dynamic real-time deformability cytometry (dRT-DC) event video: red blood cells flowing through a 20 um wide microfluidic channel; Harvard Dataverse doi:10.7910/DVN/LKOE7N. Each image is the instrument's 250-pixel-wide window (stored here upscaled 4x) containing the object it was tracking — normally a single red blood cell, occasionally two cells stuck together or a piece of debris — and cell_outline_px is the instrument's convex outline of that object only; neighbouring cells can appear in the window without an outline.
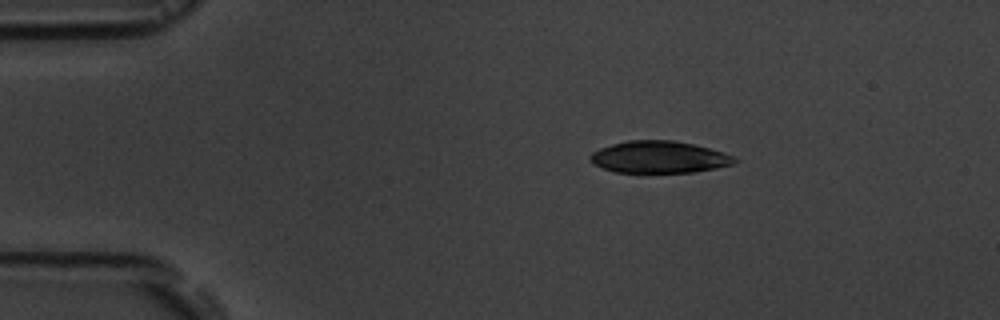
{"species": "common noctule bat (a hibernating species)", "species_latin": "Nyctalus noctula", "temperature_condition": "room temperature", "stored_images_in_passage": 3, "camera_frame_rate_fps": 3000, "um_per_image_px": 0.085, "animal": {"sex": "male", "body_mass_g": 19.5, "forearm_length_mm": 54.6}, "frame": {"image": 1, "passage_image": 1, "time_ms": 0.0, "image_size_px": [1000, 320], "cell_outline_px": [[740, 160], [736, 164], [716, 168], [692, 172], [616, 172], [604, 168], [588, 160], [588, 156], [592, 152], [600, 148], [612, 144], [628, 140], [672, 140], [692, 144], [724, 152], [736, 156]], "centroid_in_image_um": [56.07, 13.35], "position_along_channel_um": 28.9, "area_um2": 26.93}}